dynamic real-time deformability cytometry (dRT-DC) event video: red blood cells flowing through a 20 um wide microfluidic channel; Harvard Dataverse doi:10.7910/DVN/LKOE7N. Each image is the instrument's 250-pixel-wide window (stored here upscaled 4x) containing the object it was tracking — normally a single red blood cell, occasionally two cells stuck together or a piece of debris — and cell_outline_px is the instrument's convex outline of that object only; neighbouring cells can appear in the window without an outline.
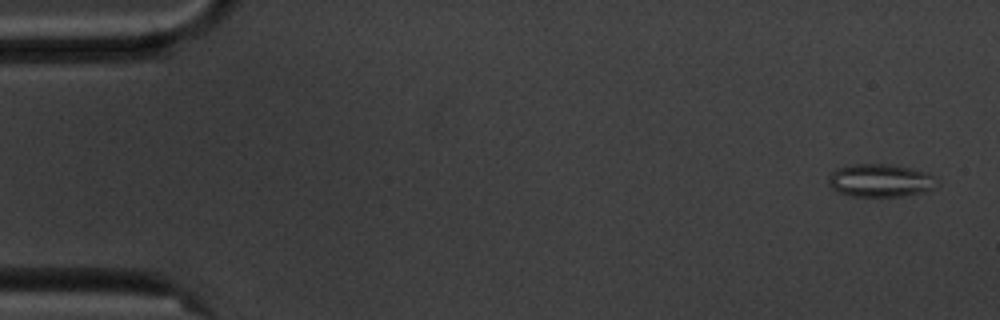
{"species": "common noctule bat (a hibernating species)", "species_latin": "Nyctalus noctula", "temperature_condition": "cold", "stored_images_in_passage": 55, "camera_frame_rate_fps": 3000, "um_per_image_px": 0.085, "animal": {"sex": "male", "body_mass_g": 20.1, "forearm_length_mm": 53.5}, "frame": {"image": 1, "passage_image": 2, "time_ms": 0.333, "image_size_px": [1000, 320], "cell_outline_px": [[940, 184], [924, 192], [904, 196], [852, 196], [840, 192], [832, 188], [828, 184], [828, 176], [836, 168], [856, 164], [888, 164], [928, 172]], "centroid_in_image_um": [74.83, 15.34], "position_along_channel_um": 10.2, "area_um2": 20.75}}
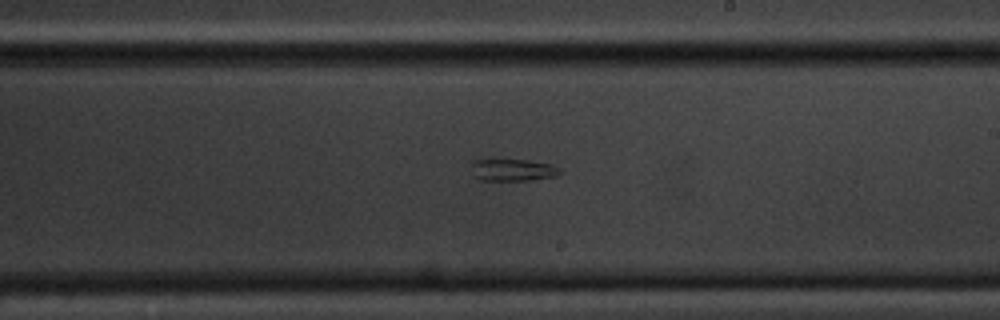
{"frame": {"image": 2, "passage_image": 32, "time_ms": 10.333, "image_size_px": [1000, 320], "cell_outline_px": [[560, 172], [556, 176], [532, 180], [480, 180], [472, 176], [472, 160], [528, 160], [552, 164], [560, 168]], "centroid_in_image_um": [43.58, 14.45], "position_along_channel_um": 245.4, "area_um2": 11.39}}
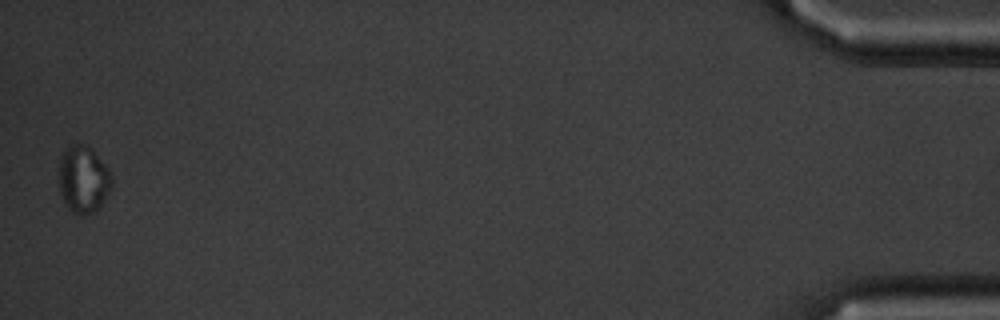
{"frame": {"image": 3, "passage_image": 55, "time_ms": 18.0, "image_size_px": [1000, 320], "cell_outline_px": [[112, 188], [100, 204], [92, 212], [84, 216], [80, 216], [72, 212], [64, 204], [60, 192], [60, 156], [64, 148], [72, 144], [84, 144], [108, 168], [112, 176]], "centroid_in_image_um": [7.06, 15.27], "position_along_channel_um": 428.1, "area_um2": 20.4}}